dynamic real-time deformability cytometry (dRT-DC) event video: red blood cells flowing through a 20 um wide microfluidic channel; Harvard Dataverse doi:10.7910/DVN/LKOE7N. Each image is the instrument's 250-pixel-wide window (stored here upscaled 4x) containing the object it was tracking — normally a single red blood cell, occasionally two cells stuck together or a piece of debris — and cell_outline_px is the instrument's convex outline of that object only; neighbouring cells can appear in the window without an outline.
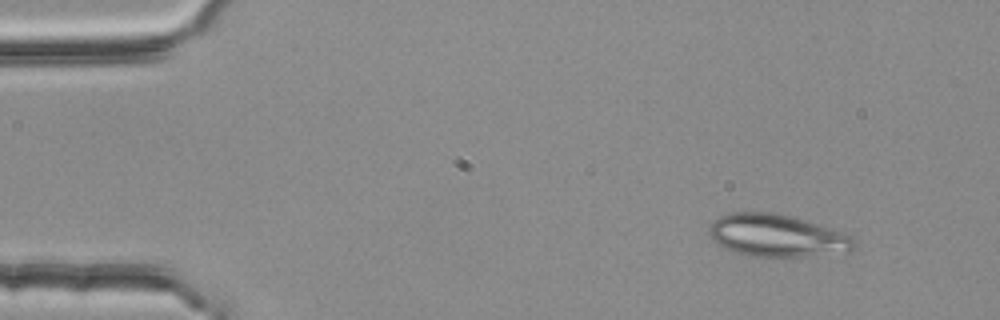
{"species": "common noctule bat (a hibernating species)", "species_latin": "Nyctalus noctula", "temperature_condition": "room temperature", "stored_images_in_passage": 4, "camera_frame_rate_fps": 3000, "um_per_image_px": 0.085, "animal": {"sex": "female", "body_mass_g": 25.1}, "frame": {"image": 1, "passage_image": 2, "time_ms": 0.333, "image_size_px": [1000, 320], "cell_outline_px": [[852, 248], [848, 252], [804, 256], [748, 256], [720, 248], [712, 240], [708, 232], [708, 228], [712, 220], [728, 212], [772, 212], [804, 220], [832, 228], [852, 236]], "centroid_in_image_um": [65.93, 20.02], "position_along_channel_um": 19.1, "area_um2": 35.84}}